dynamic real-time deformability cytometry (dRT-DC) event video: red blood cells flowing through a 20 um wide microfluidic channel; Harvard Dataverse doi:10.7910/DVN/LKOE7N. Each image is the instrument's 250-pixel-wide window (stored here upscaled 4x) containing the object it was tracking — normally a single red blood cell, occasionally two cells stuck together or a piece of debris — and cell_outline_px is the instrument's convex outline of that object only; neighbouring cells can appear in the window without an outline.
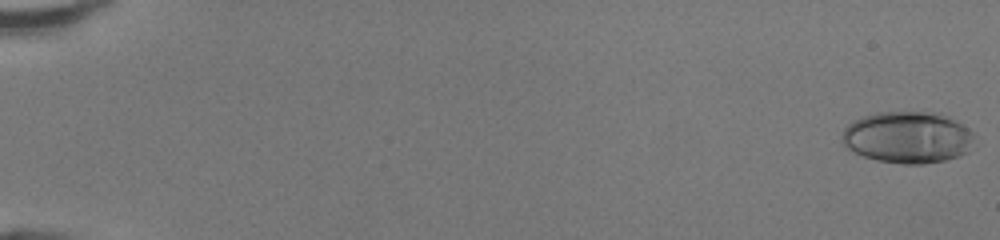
{"species": "human", "species_latin": "Homo sapiens", "temperature_condition": "room temperature", "stored_images_in_passage": 46, "camera_frame_rate_fps": 3000, "um_per_image_px": 0.085, "donor": {"sex": "female"}, "frame": {"image": 1, "passage_image": 1, "time_ms": 0.0, "image_size_px": [1000, 240], "cell_outline_px": [[980, 144], [968, 152], [944, 160], [924, 164], [904, 164], [876, 160], [864, 156], [848, 148], [844, 144], [844, 128], [852, 120], [876, 112], [932, 112], [948, 116], [956, 120], [968, 128], [976, 136]], "centroid_in_image_um": [77.25, 11.67], "position_along_channel_um": 7.7, "area_um2": 40.23}}
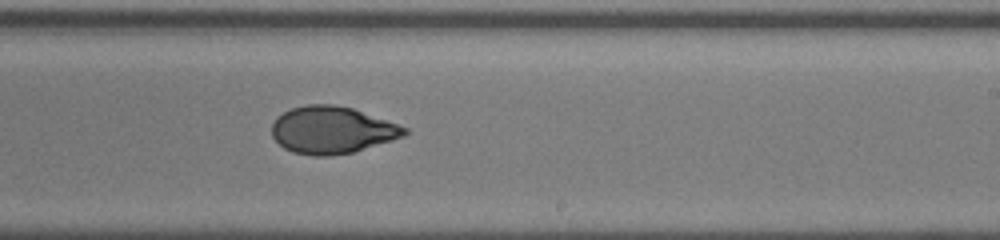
{"frame": {"image": 2, "passage_image": 32, "time_ms": 10.333, "image_size_px": [1000, 240], "cell_outline_px": [[408, 132], [404, 136], [392, 140], [352, 152], [328, 156], [312, 156], [292, 152], [284, 148], [272, 136], [272, 124], [276, 116], [292, 108], [308, 104], [336, 104], [352, 108], [408, 128]], "centroid_in_image_um": [28.19, 11.05], "position_along_channel_um": 260.8, "area_um2": 36.3}}
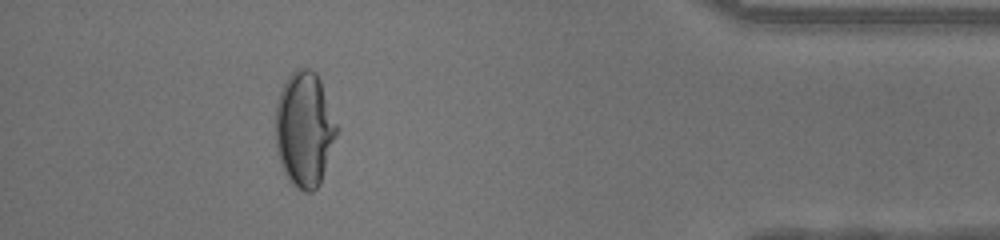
{"frame": {"image": 3, "passage_image": 45, "time_ms": 14.667, "image_size_px": [1000, 240], "cell_outline_px": [[340, 128], [320, 184], [312, 192], [304, 192], [296, 188], [288, 180], [284, 172], [276, 148], [276, 104], [280, 92], [288, 76], [296, 68], [308, 68], [316, 72], [320, 80]], "centroid_in_image_um": [25.9, 10.99], "position_along_channel_um": 409.3, "area_um2": 41.44}}